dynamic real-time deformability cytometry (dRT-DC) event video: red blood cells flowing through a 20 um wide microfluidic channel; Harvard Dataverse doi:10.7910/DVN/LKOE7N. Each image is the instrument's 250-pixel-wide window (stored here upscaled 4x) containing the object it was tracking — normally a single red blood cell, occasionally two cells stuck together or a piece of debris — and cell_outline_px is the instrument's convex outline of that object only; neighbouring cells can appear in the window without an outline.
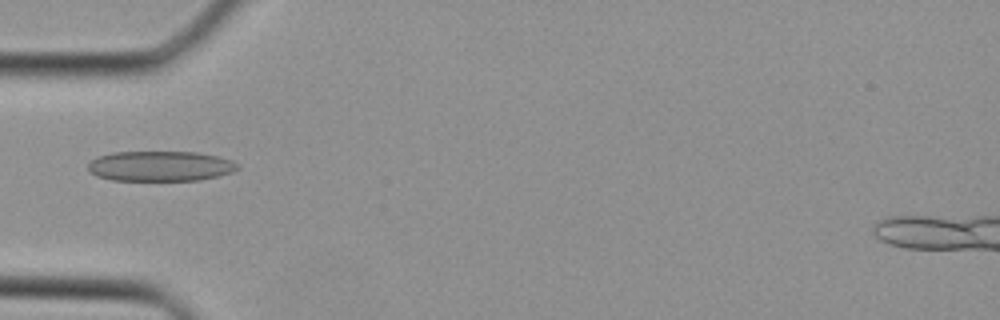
{"species": "Egyptian fruit bat (a non-hibernating species)", "species_latin": "Rousettus aegyptiacus", "temperature_condition": "cold", "stored_images_in_passage": 31, "camera_frame_rate_fps": 3000, "um_per_image_px": 0.085, "animal": {"sex": "female"}, "frame": {"image": 1, "passage_image": 5, "time_ms": 1.333, "image_size_px": [1000, 320], "cell_outline_px": [[240, 168], [232, 172], [220, 176], [200, 180], [112, 180], [96, 176], [88, 172], [88, 164], [96, 156], [112, 152], [196, 152], [220, 156], [232, 160]], "centroid_in_image_um": [13.62, 14.12], "position_along_channel_um": 71.4, "area_um2": 26.53}}
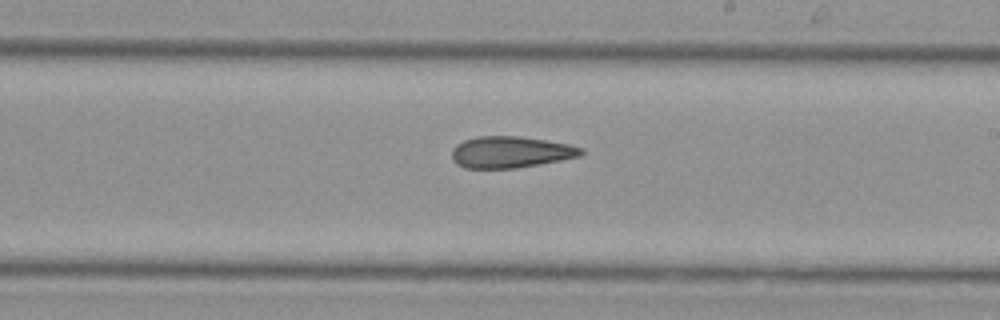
{"frame": {"image": 2, "passage_image": 15, "time_ms": 4.667, "image_size_px": [1000, 320], "cell_outline_px": [[584, 152], [580, 156], [540, 164], [516, 168], [464, 168], [456, 164], [452, 160], [452, 148], [456, 144], [464, 140], [476, 136], [520, 136], [568, 144], [584, 148]], "centroid_in_image_um": [43.37, 12.93], "position_along_channel_um": 245.6, "area_um2": 23.81}}
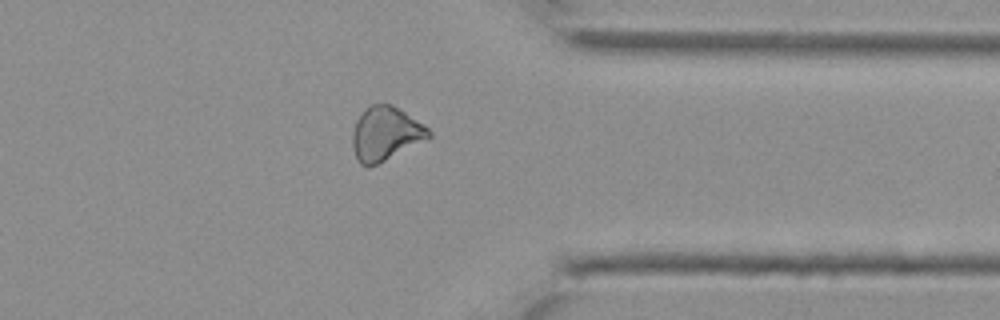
{"frame": {"image": 3, "passage_image": 23, "time_ms": 7.333, "image_size_px": [1000, 320], "cell_outline_px": [[432, 136], [368, 168], [360, 164], [352, 148], [352, 132], [356, 120], [364, 108], [372, 104], [392, 104], [424, 124], [432, 132]], "centroid_in_image_um": [32.74, 11.34], "position_along_channel_um": 378.7, "area_um2": 23.76}}